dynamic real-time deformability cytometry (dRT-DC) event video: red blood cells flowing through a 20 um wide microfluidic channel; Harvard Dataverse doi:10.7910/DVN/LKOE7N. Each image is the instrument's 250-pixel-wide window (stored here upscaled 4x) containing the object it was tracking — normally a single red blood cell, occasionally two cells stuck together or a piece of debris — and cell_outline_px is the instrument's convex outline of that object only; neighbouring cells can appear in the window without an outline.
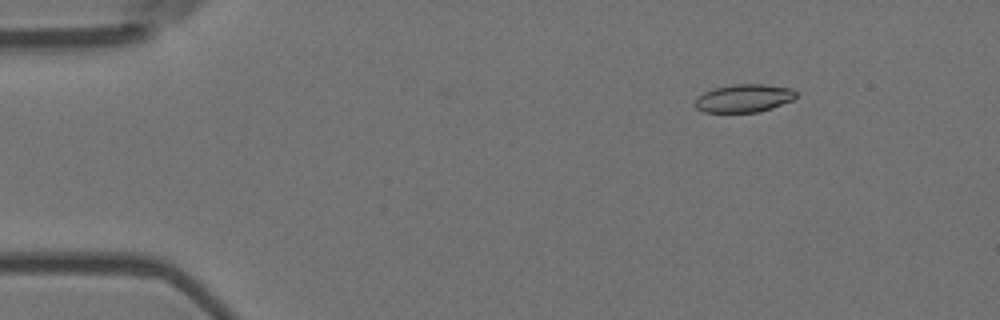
{"species": "Egyptian fruit bat (a non-hibernating species)", "species_latin": "Rousettus aegyptiacus", "temperature_condition": "room temperature", "stored_images_in_passage": 4, "camera_frame_rate_fps": 3000, "um_per_image_px": 0.085, "animal": {"sex": "female"}, "frame": {"image": 1, "passage_image": 2, "time_ms": 0.333, "image_size_px": [1000, 320], "cell_outline_px": [[796, 96], [792, 100], [772, 108], [760, 112], [704, 112], [696, 108], [696, 100], [704, 92], [712, 88], [732, 84], [764, 84], [792, 88], [796, 92]], "centroid_in_image_um": [63.25, 8.34], "position_along_channel_um": 21.8, "area_um2": 16.47}}
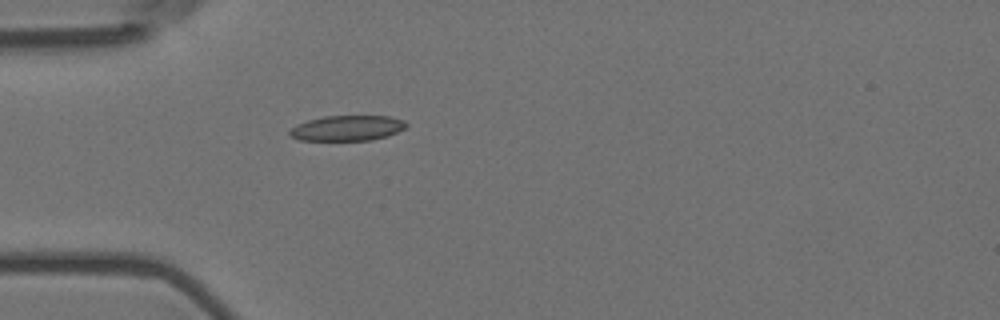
{"frame": {"image": 2, "passage_image": 4, "time_ms": 1.0, "image_size_px": [1000, 320], "cell_outline_px": [[408, 124], [404, 128], [388, 136], [372, 140], [300, 140], [288, 136], [288, 132], [296, 124], [308, 120], [324, 116], [388, 116], [404, 120]], "centroid_in_image_um": [29.49, 10.89], "position_along_channel_um": 55.5, "area_um2": 17.22}}